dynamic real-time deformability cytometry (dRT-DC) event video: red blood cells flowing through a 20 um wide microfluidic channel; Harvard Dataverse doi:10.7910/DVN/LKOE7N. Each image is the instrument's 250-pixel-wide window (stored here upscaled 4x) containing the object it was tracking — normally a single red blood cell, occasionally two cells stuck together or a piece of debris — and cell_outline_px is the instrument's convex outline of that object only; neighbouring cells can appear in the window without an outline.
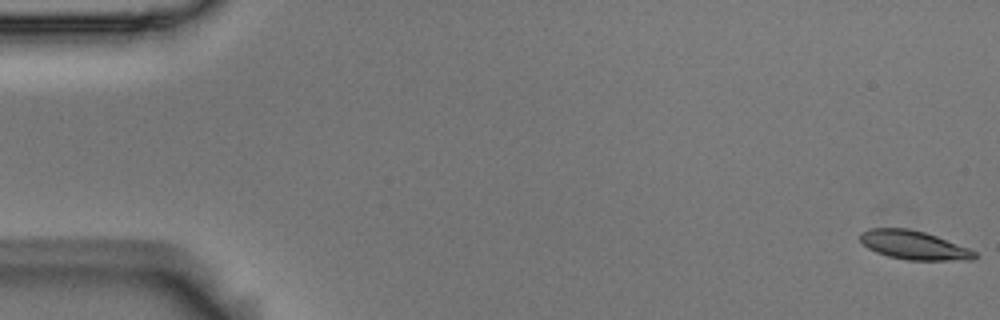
{"species": "Egyptian fruit bat (a non-hibernating species)", "species_latin": "Rousettus aegyptiacus", "temperature_condition": "room temperature", "stored_images_in_passage": 55, "camera_frame_rate_fps": 3000, "um_per_image_px": 0.085, "animal": {"sex": "male"}, "frame": {"image": 1, "passage_image": 1, "time_ms": 0.0, "image_size_px": [1000, 320], "cell_outline_px": [[976, 256], [972, 260], [908, 260], [888, 256], [876, 252], [868, 248], [860, 240], [860, 232], [868, 228], [908, 228], [924, 232], [936, 236], [968, 248], [976, 252]], "centroid_in_image_um": [77.64, 20.83], "position_along_channel_um": 7.4, "area_um2": 19.07}}
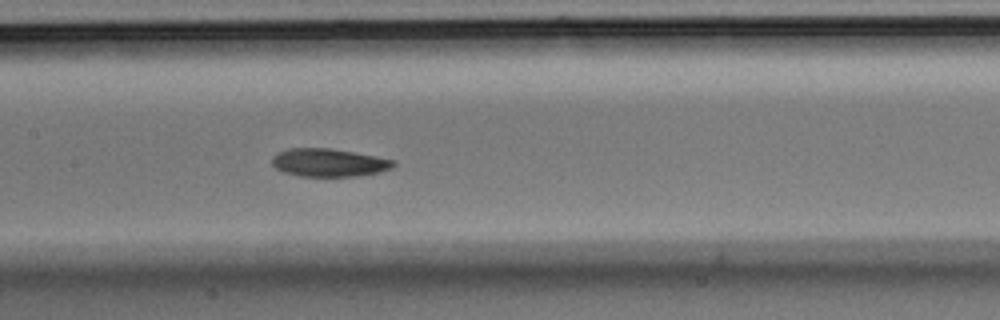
{"frame": {"image": 2, "passage_image": 27, "time_ms": 8.667, "image_size_px": [1000, 320], "cell_outline_px": [[396, 164], [392, 168], [380, 172], [356, 176], [300, 176], [284, 172], [276, 168], [272, 164], [272, 156], [276, 152], [288, 148], [328, 148], [376, 156], [396, 160]], "centroid_in_image_um": [27.95, 13.82], "position_along_channel_um": 179.5, "area_um2": 19.88}}
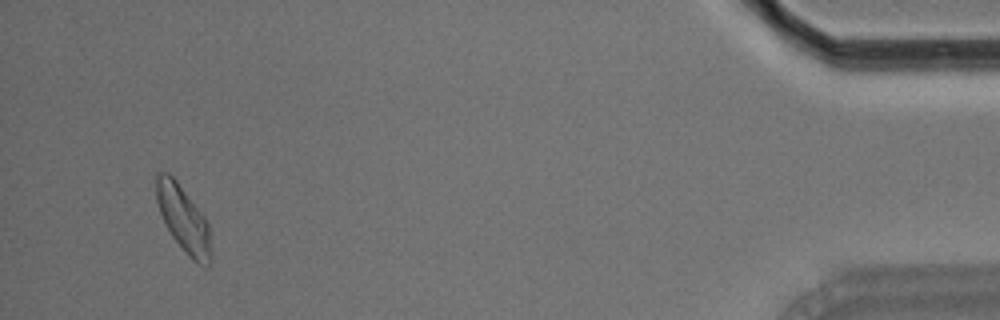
{"frame": {"image": 3, "passage_image": 53, "time_ms": 17.333, "image_size_px": [1000, 320], "cell_outline_px": [[212, 264], [204, 268], [196, 264], [188, 256], [172, 236], [160, 212], [156, 200], [156, 172], [168, 172], [176, 180], [204, 216], [208, 224], [212, 248]], "centroid_in_image_um": [15.63, 18.68], "position_along_channel_um": 419.6, "area_um2": 21.27}, "authors_computed_cell_mechanics": {"area_um2": 20.0566, "velocity_mm_per_s": 3.6413, "shape_relaxation_time_tau1_ms": 2.5129, "shape_relaxation_time_tau2_ms": 6.0944, "deformation_change_tau1": 0.1135, "deformation_change_tau2": 0.1288}}